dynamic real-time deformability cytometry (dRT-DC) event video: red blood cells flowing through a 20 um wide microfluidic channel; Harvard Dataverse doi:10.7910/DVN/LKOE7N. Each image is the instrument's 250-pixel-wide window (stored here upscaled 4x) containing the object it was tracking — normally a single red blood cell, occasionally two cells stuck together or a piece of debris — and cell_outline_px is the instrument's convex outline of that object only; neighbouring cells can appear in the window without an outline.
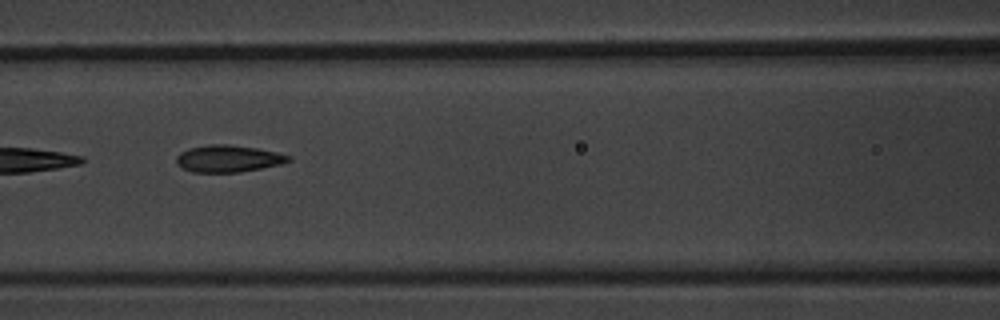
{"species": "common noctule bat (a hibernating species)", "species_latin": "Nyctalus noctula", "temperature_condition": "warm", "stored_images_in_passage": 10, "camera_frame_rate_fps": 3000, "um_per_image_px": 0.085, "animal": {"sex": "male", "body_mass_g": 20.1, "forearm_length_mm": 53.5}, "frame": {"image": 1, "passage_image": 6, "time_ms": 7.0, "image_size_px": [1000, 320], "cell_outline_px": [[292, 160], [280, 164], [240, 172], [192, 172], [180, 168], [176, 164], [176, 156], [180, 152], [188, 148], [208, 144], [228, 144], [256, 148], [276, 152], [292, 156]], "centroid_in_image_um": [19.35, 13.48], "position_along_channel_um": 147.2, "area_um2": 17.74}}
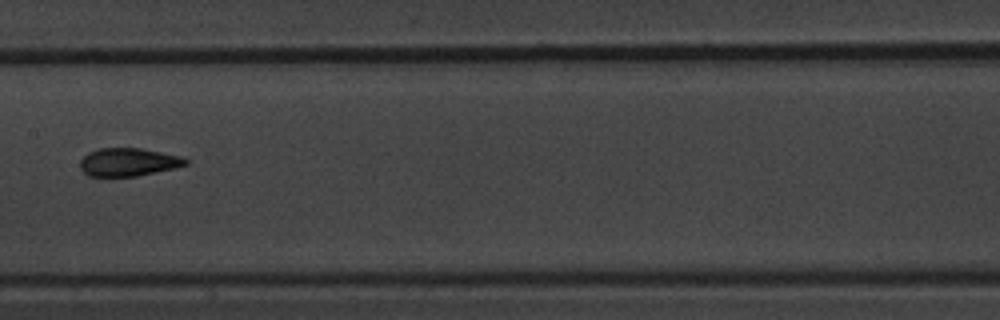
{"frame": {"image": 2, "passage_image": 7, "time_ms": 8.333, "image_size_px": [1000, 320], "cell_outline_px": [[188, 164], [176, 168], [136, 176], [88, 176], [80, 168], [80, 160], [88, 152], [100, 148], [140, 148], [184, 156], [188, 160]], "centroid_in_image_um": [10.94, 13.77], "position_along_channel_um": 196.5, "area_um2": 17.4}}